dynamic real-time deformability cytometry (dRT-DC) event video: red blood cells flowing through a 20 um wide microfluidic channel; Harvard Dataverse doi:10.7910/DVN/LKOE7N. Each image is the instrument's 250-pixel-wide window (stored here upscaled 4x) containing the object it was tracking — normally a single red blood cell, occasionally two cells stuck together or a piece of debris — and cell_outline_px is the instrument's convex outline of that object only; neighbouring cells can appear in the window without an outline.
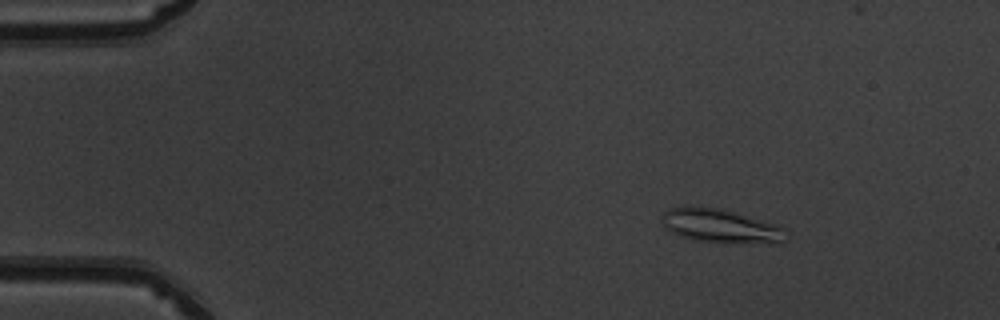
{"species": "common noctule bat (a hibernating species)", "species_latin": "Nyctalus noctula", "temperature_condition": "warm", "stored_images_in_passage": 50, "camera_frame_rate_fps": 3000, "um_per_image_px": 0.085, "animal": {"sex": "male", "body_mass_g": 19.5, "forearm_length_mm": 54.6}, "frame": {"image": 1, "passage_image": 7, "time_ms": 2.0, "image_size_px": [1000, 320], "cell_outline_px": [[788, 240], [700, 240], [680, 236], [672, 232], [664, 224], [664, 212], [680, 204], [724, 208], [776, 224], [788, 232]], "centroid_in_image_um": [61.18, 19.1], "position_along_channel_um": 23.8, "area_um2": 23.24}}
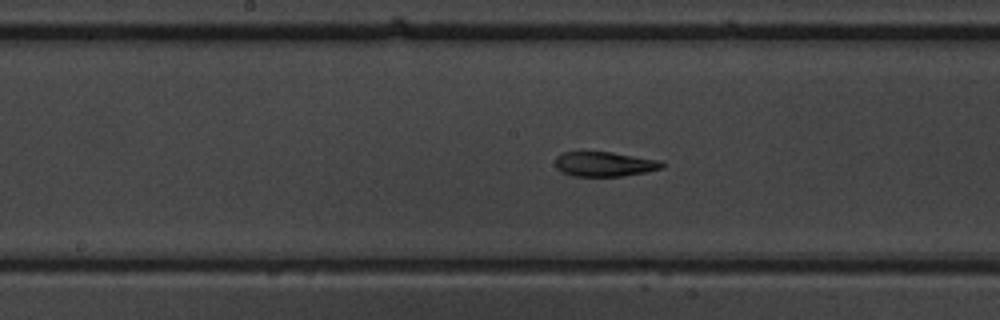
{"frame": {"image": 2, "passage_image": 26, "time_ms": 8.333, "image_size_px": [1000, 320], "cell_outline_px": [[664, 168], [644, 172], [620, 176], [572, 176], [556, 168], [556, 156], [564, 152], [612, 152], [660, 160], [664, 164]], "centroid_in_image_um": [51.39, 13.94], "position_along_channel_um": 196.8, "area_um2": 15.26}}
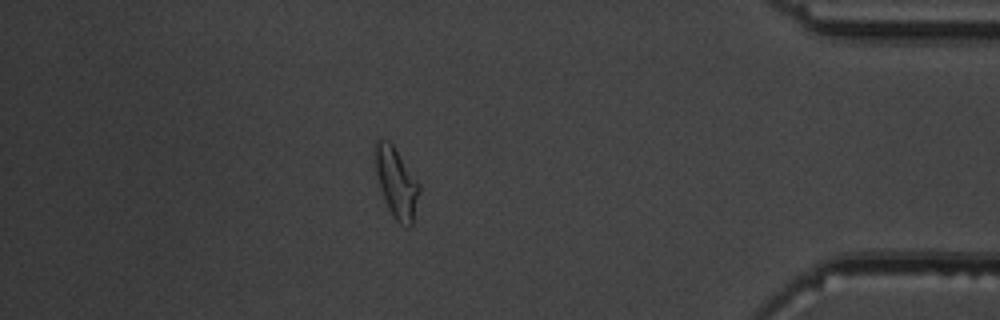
{"frame": {"image": 3, "passage_image": 44, "time_ms": 14.333, "image_size_px": [1000, 320], "cell_outline_px": [[420, 192], [412, 224], [408, 228], [400, 224], [392, 216], [388, 208], [380, 188], [376, 172], [376, 140], [388, 140], [392, 144], [420, 184]], "centroid_in_image_um": [33.72, 15.58], "position_along_channel_um": 401.5, "area_um2": 17.69}, "authors_computed_cell_mechanics": {"area_um2": 16.9065, "velocity_mm_per_s": 4.0243, "shape_relaxation_time_tau1_ms": 9.5041, "shape_relaxation_time_tau2_ms": 1.6144, "deformation_change_tau1": 0.2665, "deformation_change_tau2": 0.1023}}